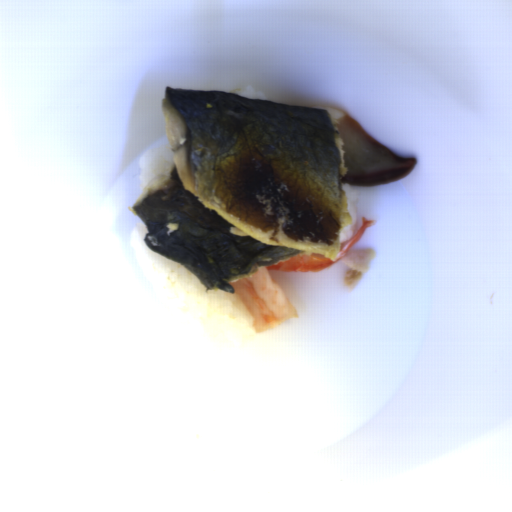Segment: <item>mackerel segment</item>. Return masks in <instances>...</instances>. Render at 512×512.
<instances>
[{"label": "mackerel segment", "instance_id": "mackerel-segment-1", "mask_svg": "<svg viewBox=\"0 0 512 512\" xmlns=\"http://www.w3.org/2000/svg\"><path fill=\"white\" fill-rule=\"evenodd\" d=\"M173 164L132 209L147 248L208 291L306 253L336 260L352 218L337 123L325 108L164 87Z\"/></svg>", "mask_w": 512, "mask_h": 512}]
</instances>
